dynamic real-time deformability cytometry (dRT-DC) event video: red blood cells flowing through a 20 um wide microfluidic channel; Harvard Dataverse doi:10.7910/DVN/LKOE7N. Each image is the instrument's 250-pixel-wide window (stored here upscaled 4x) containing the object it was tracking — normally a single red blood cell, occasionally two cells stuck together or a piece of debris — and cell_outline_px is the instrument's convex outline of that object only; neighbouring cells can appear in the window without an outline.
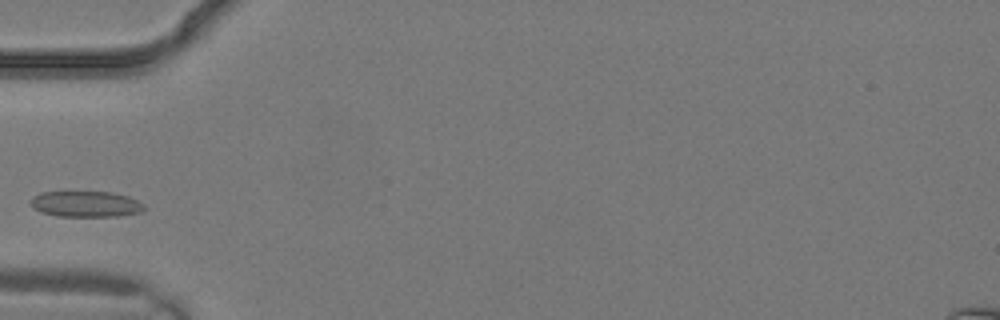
{"species": "common noctule bat (a hibernating species)", "species_latin": "Nyctalus noctula", "temperature_condition": "warm", "stored_images_in_passage": 2, "camera_frame_rate_fps": 3000, "um_per_image_px": 0.085, "animal": {"sex": "male", "body_mass_g": 19.2, "forearm_length_mm": 51.8}, "frame": {"image": 1, "passage_image": 2, "time_ms": 0.333, "image_size_px": [1000, 320], "cell_outline_px": [[148, 208], [140, 212], [120, 216], [56, 216], [40, 212], [32, 208], [32, 196], [40, 192], [112, 192], [128, 196], [144, 204]], "centroid_in_image_um": [7.31, 17.35], "position_along_channel_um": 77.7, "area_um2": 17.22}}